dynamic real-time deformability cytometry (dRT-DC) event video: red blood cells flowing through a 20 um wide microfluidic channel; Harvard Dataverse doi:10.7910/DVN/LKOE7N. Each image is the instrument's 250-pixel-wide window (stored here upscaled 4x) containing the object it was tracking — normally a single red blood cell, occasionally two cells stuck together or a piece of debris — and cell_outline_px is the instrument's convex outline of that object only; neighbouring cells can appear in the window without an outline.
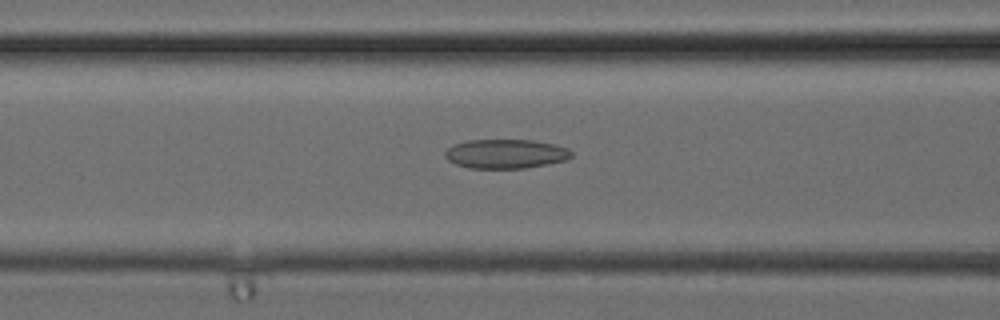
{"species": "common noctule bat (a hibernating species)", "species_latin": "Nyctalus noctula", "temperature_condition": "cold", "stored_images_in_passage": 27, "camera_frame_rate_fps": 3000, "um_per_image_px": 0.085, "animal": {"sex": "female", "body_mass_g": 24.6, "forearm_length_mm": 56.2}, "frame": {"image": 1, "passage_image": 8, "time_ms": 2.333, "image_size_px": [1000, 320], "cell_outline_px": [[572, 156], [568, 160], [548, 164], [524, 168], [468, 168], [456, 164], [448, 160], [444, 156], [444, 152], [448, 148], [456, 144], [468, 140], [532, 140], [556, 144], [568, 148], [572, 152]], "centroid_in_image_um": [43.02, 13.08], "position_along_channel_um": 123.6, "area_um2": 21.62}}
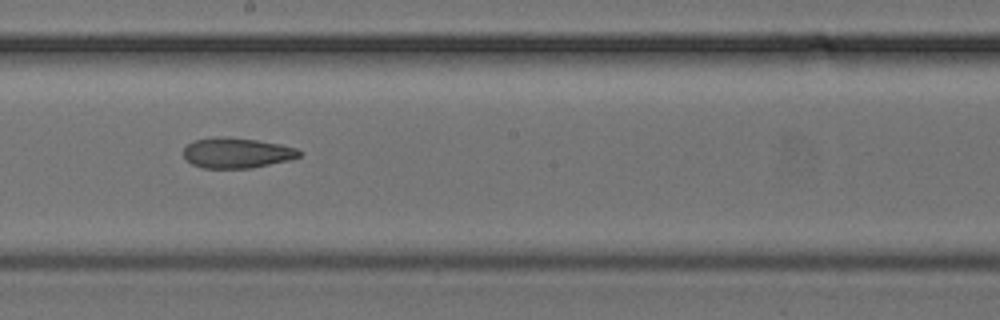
{"frame": {"image": 2, "passage_image": 13, "time_ms": 4.0, "image_size_px": [1000, 320], "cell_outline_px": [[304, 152], [300, 156], [288, 160], [252, 168], [204, 168], [192, 164], [184, 156], [184, 148], [188, 144], [196, 140], [216, 136], [256, 140], [280, 144], [296, 148]], "centroid_in_image_um": [20.15, 13.0], "position_along_channel_um": 228.1, "area_um2": 20.29}}
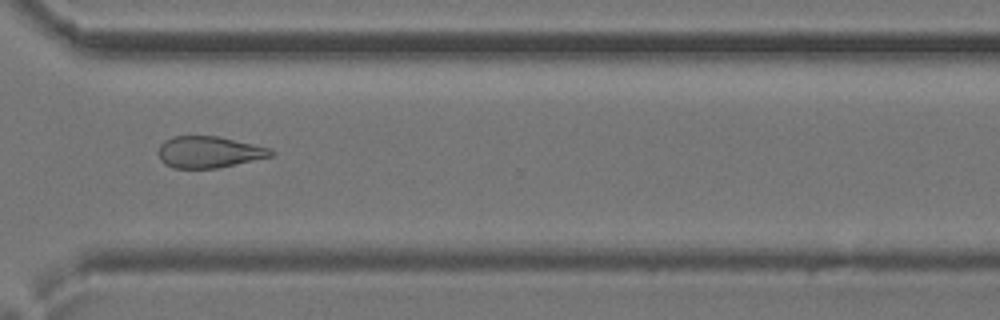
{"frame": {"image": 3, "passage_image": 19, "time_ms": 6.0, "image_size_px": [1000, 320], "cell_outline_px": [[276, 152], [272, 156], [220, 168], [172, 168], [164, 164], [160, 160], [156, 152], [160, 144], [164, 140], [172, 136], [220, 136], [272, 148]], "centroid_in_image_um": [17.75, 12.92], "position_along_channel_um": 352.8, "area_um2": 21.15}}